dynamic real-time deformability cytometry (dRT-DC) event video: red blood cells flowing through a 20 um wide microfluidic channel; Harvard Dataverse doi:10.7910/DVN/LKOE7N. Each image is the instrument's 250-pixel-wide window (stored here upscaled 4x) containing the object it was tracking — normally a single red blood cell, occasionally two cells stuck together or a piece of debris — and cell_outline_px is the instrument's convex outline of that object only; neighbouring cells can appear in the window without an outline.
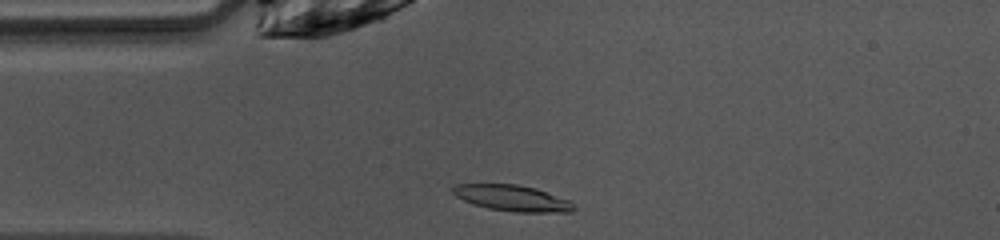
{"species": "common noctule bat (a hibernating species)", "species_latin": "Nyctalus noctula", "temperature_condition": "warm", "stored_images_in_passage": 38, "camera_frame_rate_fps": 3000, "um_per_image_px": 0.085, "animal": {"sex": "female", "body_mass_g": 10.0, "forearm_length_mm": 53.1}, "frame": {"image": 1, "passage_image": 1, "time_ms": 0.0, "image_size_px": [1000, 240], "cell_outline_px": [[576, 208], [572, 212], [516, 212], [488, 208], [472, 204], [456, 196], [452, 192], [452, 188], [456, 184], [516, 184], [536, 188], [568, 200]], "centroid_in_image_um": [43.53, 16.84], "position_along_channel_um": 41.5, "area_um2": 18.21}}
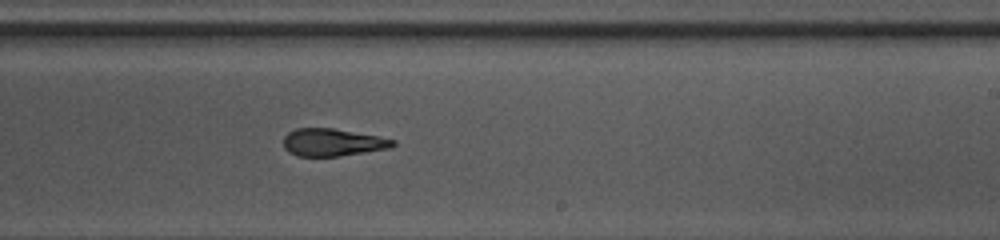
{"frame": {"image": 2, "passage_image": 18, "time_ms": 5.667, "image_size_px": [1000, 240], "cell_outline_px": [[396, 144], [392, 148], [340, 156], [296, 156], [288, 152], [284, 148], [284, 136], [288, 132], [296, 128], [332, 128], [376, 136], [396, 140]], "centroid_in_image_um": [28.26, 12.11], "position_along_channel_um": 260.7, "area_um2": 17.57}}
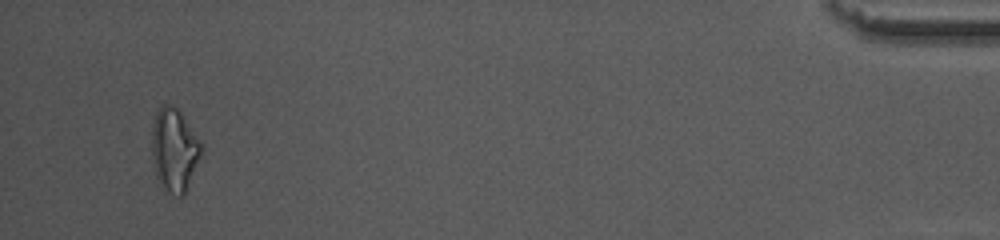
{"frame": {"image": 3, "passage_image": 36, "time_ms": 11.667, "image_size_px": [1000, 240], "cell_outline_px": [[204, 148], [184, 192], [180, 196], [168, 192], [156, 176], [152, 156], [152, 124], [156, 112], [160, 104], [168, 104], [176, 108], [180, 112], [200, 140]], "centroid_in_image_um": [14.8, 12.68], "position_along_channel_um": 420.4, "area_um2": 23.52}, "authors_computed_cell_mechanics": {"area_um2": 18.3804, "velocity_mm_per_s": 4.0724, "shape_relaxation_time_tau1_ms": 5.8597, "shape_relaxation_time_tau2_ms": 3.9113, "deformation_change_tau1": 0.1839, "deformation_change_tau2": 0.1321}}